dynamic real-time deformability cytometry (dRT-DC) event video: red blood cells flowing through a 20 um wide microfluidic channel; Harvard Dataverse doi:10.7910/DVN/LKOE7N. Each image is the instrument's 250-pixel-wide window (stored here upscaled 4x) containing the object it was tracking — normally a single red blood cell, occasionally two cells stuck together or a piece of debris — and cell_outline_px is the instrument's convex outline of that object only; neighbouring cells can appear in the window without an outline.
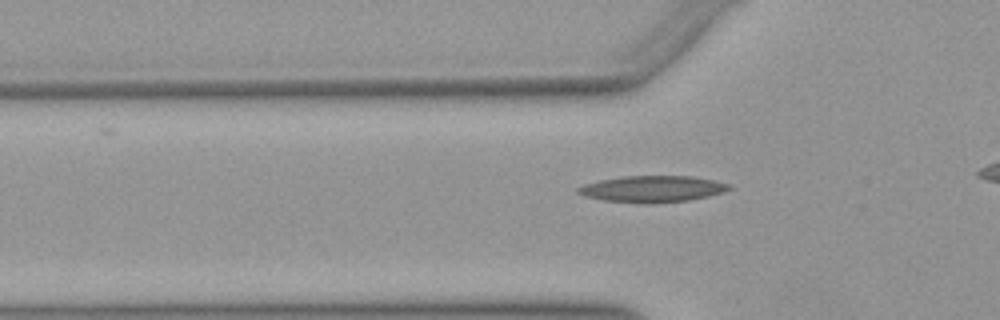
{"species": "Egyptian fruit bat (a non-hibernating species)", "species_latin": "Rousettus aegyptiacus", "temperature_condition": "warm", "stored_images_in_passage": 32, "camera_frame_rate_fps": 3000, "um_per_image_px": 0.085, "animal": {"sex": "female"}, "frame": {"image": 1, "passage_image": 6, "time_ms": 1.667, "image_size_px": [1000, 320], "cell_outline_px": [[732, 188], [708, 196], [688, 200], [648, 204], [644, 204], [604, 200], [584, 196], [576, 192], [576, 188], [584, 184], [600, 180], [620, 176], [692, 176], [732, 184]], "centroid_in_image_um": [55.41, 16.06], "position_along_channel_um": 70.4, "area_um2": 23.29}}
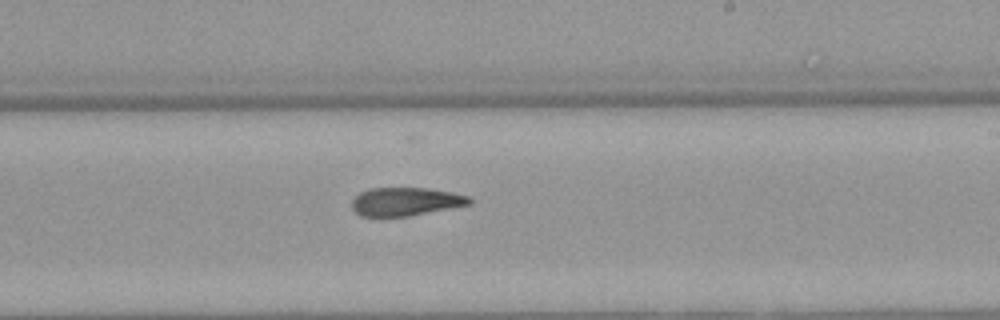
{"frame": {"image": 2, "passage_image": 20, "time_ms": 6.333, "image_size_px": [1000, 320], "cell_outline_px": [[472, 204], [408, 216], [360, 216], [352, 208], [352, 200], [360, 192], [368, 188], [428, 188], [452, 192], [472, 196]], "centroid_in_image_um": [34.51, 17.12], "position_along_channel_um": 254.5, "area_um2": 19.48}}
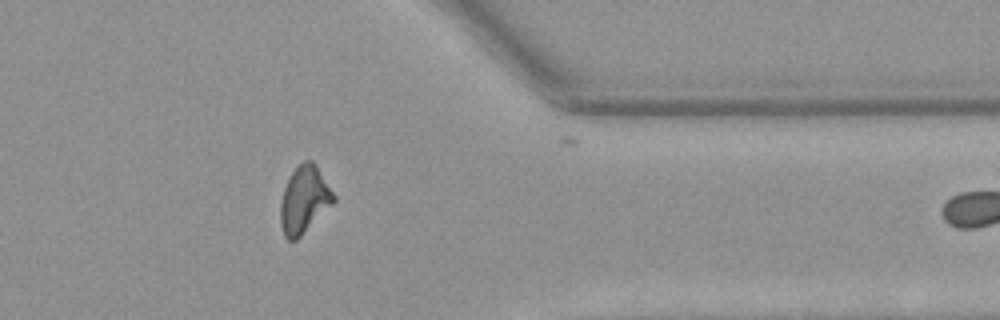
{"frame": {"image": 3, "passage_image": 31, "time_ms": 10.0, "image_size_px": [1000, 320], "cell_outline_px": [[336, 200], [296, 240], [288, 240], [284, 236], [280, 224], [280, 204], [284, 188], [296, 164], [304, 160], [312, 160], [336, 196]], "centroid_in_image_um": [25.84, 16.96], "position_along_channel_um": 385.6, "area_um2": 20.58}}